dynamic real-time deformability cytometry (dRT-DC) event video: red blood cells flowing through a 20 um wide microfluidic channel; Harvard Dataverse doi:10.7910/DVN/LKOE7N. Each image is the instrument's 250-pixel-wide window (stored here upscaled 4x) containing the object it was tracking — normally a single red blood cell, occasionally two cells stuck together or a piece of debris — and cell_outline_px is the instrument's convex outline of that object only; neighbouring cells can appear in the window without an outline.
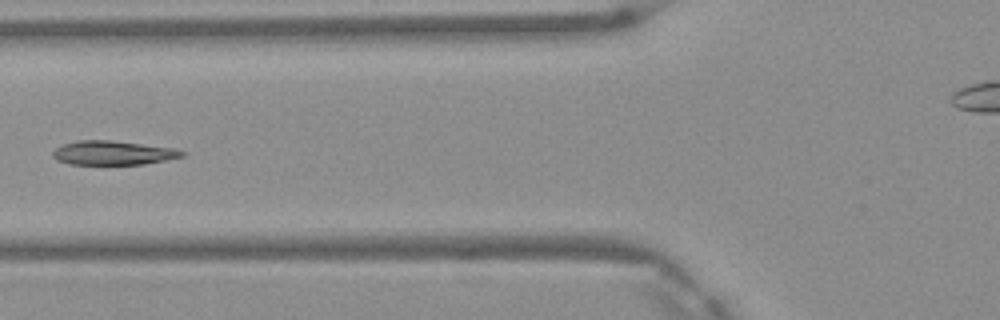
{"species": "Egyptian fruit bat (a non-hibernating species)", "species_latin": "Rousettus aegyptiacus", "temperature_condition": "warm", "stored_images_in_passage": 6, "camera_frame_rate_fps": 3000, "um_per_image_px": 0.085, "frame": {"image": 1, "passage_image": 5, "time_ms": 1.333, "image_size_px": [1000, 320], "cell_outline_px": [[184, 156], [144, 164], [68, 164], [56, 160], [52, 156], [52, 152], [56, 148], [64, 144], [80, 140], [112, 140], [176, 148], [184, 152]], "centroid_in_image_um": [9.59, 12.99], "position_along_channel_um": 116.2, "area_um2": 18.09}}
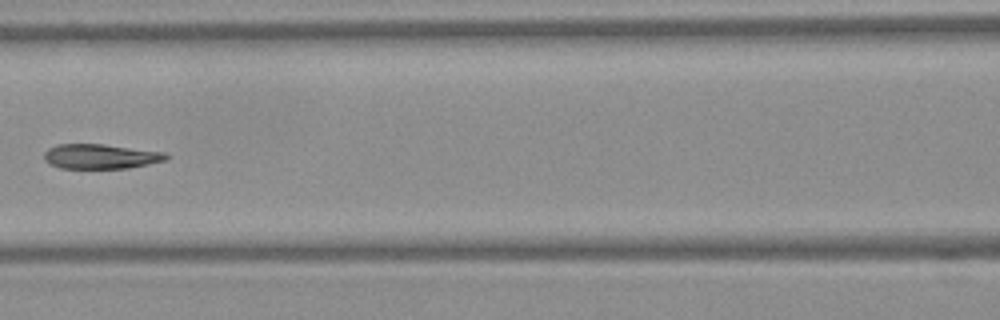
{"frame": {"image": 2, "passage_image": 6, "time_ms": 1.667, "image_size_px": [1000, 320], "cell_outline_px": [[168, 160], [128, 168], [60, 168], [48, 164], [44, 160], [44, 152], [48, 148], [56, 144], [104, 144], [164, 152], [168, 156]], "centroid_in_image_um": [8.52, 13.29], "position_along_channel_um": 158.1, "area_um2": 17.69}}